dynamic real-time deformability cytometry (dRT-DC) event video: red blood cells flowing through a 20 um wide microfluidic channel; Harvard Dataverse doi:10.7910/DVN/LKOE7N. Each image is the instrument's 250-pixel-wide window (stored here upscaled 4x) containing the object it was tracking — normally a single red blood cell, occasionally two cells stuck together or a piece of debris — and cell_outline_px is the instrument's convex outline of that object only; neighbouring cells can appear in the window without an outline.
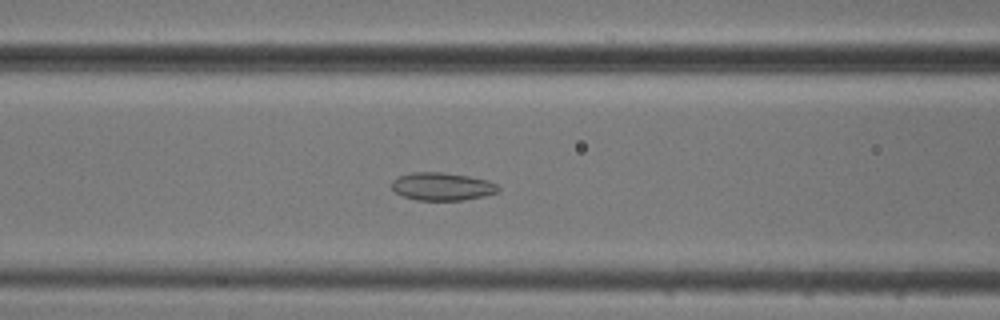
{"species": "common noctule bat (a hibernating species)", "species_latin": "Nyctalus noctula", "temperature_condition": "cold", "stored_images_in_passage": 55, "camera_frame_rate_fps": 3000, "um_per_image_px": 0.085, "animal": {"sex": "male", "body_mass_g": 20.5, "forearm_length_mm": 52.5}, "frame": {"image": 1, "passage_image": 22, "time_ms": 7.0, "image_size_px": [1000, 320], "cell_outline_px": [[500, 192], [484, 196], [464, 200], [416, 200], [400, 196], [392, 188], [392, 180], [400, 176], [412, 172], [444, 172], [468, 176], [488, 180], [496, 184], [500, 188]], "centroid_in_image_um": [37.59, 15.85], "position_along_channel_um": 129.0, "area_um2": 17.46}}
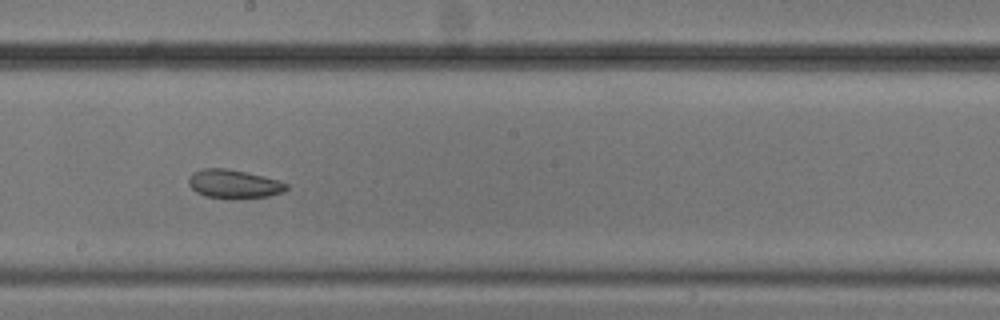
{"frame": {"image": 2, "passage_image": 30, "time_ms": 9.667, "image_size_px": [1000, 320], "cell_outline_px": [[288, 188], [284, 192], [268, 196], [228, 200], [204, 196], [196, 192], [188, 184], [188, 180], [192, 172], [200, 168], [224, 168], [244, 172], [280, 180], [288, 184]], "centroid_in_image_um": [19.86, 15.66], "position_along_channel_um": 228.3, "area_um2": 16.65}}
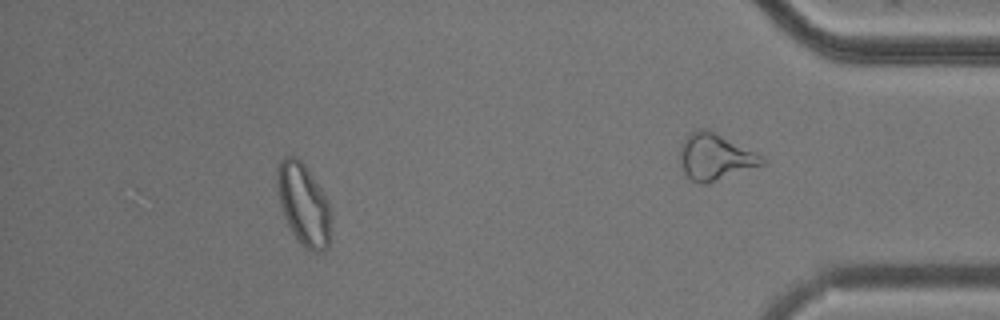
{"frame": {"image": 3, "passage_image": 49, "time_ms": 16.0, "image_size_px": [1000, 320], "cell_outline_px": [[332, 216], [328, 248], [324, 252], [312, 252], [304, 248], [300, 244], [292, 232], [284, 216], [280, 204], [276, 188], [276, 168], [280, 160], [284, 156], [296, 156], [304, 164], [320, 188], [328, 204]], "centroid_in_image_um": [25.79, 17.39], "position_along_channel_um": 409.4, "area_um2": 25.95}, "authors_computed_cell_mechanics": {"area_um2": 22.5998, "velocity_mm_per_s": 3.722, "shape_relaxation_time_tau1_ms": null, "shape_relaxation_time_tau2_ms": 2.9901, "deformation_change_tau1": null, "deformation_change_tau2": 0.0727}}